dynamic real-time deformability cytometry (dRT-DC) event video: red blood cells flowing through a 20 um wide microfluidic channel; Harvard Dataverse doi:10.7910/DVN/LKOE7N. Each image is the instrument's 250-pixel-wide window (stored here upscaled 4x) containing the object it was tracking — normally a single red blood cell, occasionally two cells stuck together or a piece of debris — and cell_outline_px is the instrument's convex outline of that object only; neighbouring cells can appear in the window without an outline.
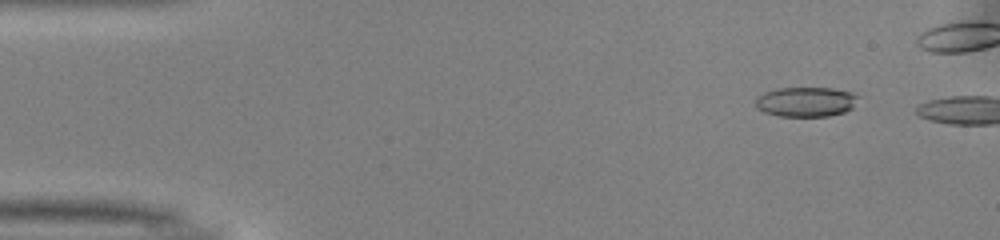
{"species": "common noctule bat (a hibernating species)", "species_latin": "Nyctalus noctula", "temperature_condition": "warm", "stored_images_in_passage": 8, "camera_frame_rate_fps": 3000, "um_per_image_px": 0.085, "animal": {"sex": "male", "body_mass_g": 13.0, "forearm_length_mm": 53.1}, "frame": {"image": 1, "passage_image": 5, "time_ms": 1.333, "image_size_px": [1000, 240], "cell_outline_px": [[860, 96], [852, 108], [844, 112], [828, 116], [780, 116], [764, 112], [756, 108], [756, 96], [764, 92], [780, 88], [832, 88], [852, 92]], "centroid_in_image_um": [68.51, 8.65], "position_along_channel_um": 16.5, "area_um2": 17.86}}